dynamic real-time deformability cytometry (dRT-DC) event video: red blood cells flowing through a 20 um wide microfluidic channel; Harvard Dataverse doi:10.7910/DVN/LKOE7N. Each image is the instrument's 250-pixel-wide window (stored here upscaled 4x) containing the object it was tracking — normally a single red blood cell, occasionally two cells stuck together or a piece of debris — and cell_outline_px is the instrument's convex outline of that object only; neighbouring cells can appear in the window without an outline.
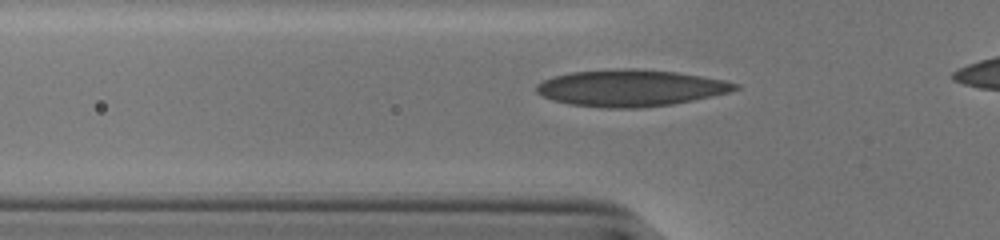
{"species": "human", "species_latin": "Homo sapiens", "temperature_condition": "cold", "stored_images_in_passage": 38, "camera_frame_rate_fps": 3000, "um_per_image_px": 0.085, "donor": {"sex": "male"}, "frame": {"image": 1, "passage_image": 12, "time_ms": 3.667, "image_size_px": [1000, 240], "cell_outline_px": [[740, 88], [728, 92], [712, 96], [672, 104], [640, 108], [604, 108], [568, 104], [552, 100], [536, 92], [536, 84], [552, 76], [572, 72], [616, 68], [636, 68], [676, 72], [724, 80], [740, 84]], "centroid_in_image_um": [53.57, 7.47], "position_along_channel_um": 72.2, "area_um2": 42.54}}
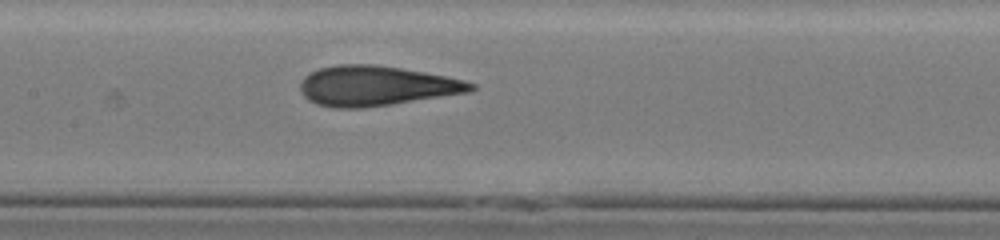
{"frame": {"image": 2, "passage_image": 20, "time_ms": 6.333, "image_size_px": [1000, 240], "cell_outline_px": [[476, 88], [472, 92], [392, 104], [364, 108], [332, 108], [316, 104], [308, 100], [304, 96], [300, 88], [300, 80], [308, 72], [320, 68], [336, 64], [372, 64], [400, 68], [424, 72], [464, 80], [476, 84]], "centroid_in_image_um": [31.95, 7.3], "position_along_channel_um": 175.4, "area_um2": 40.0}}
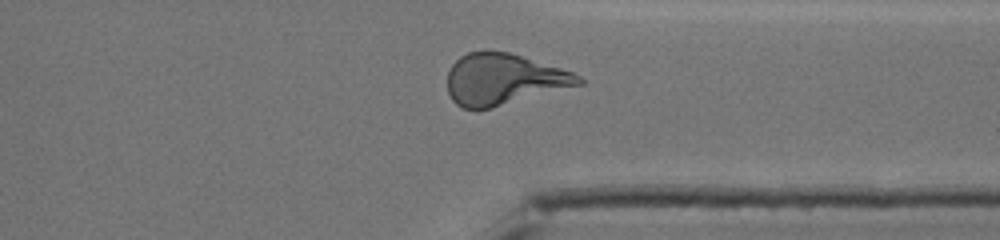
{"frame": {"image": 3, "passage_image": 35, "time_ms": 11.333, "image_size_px": [1000, 240], "cell_outline_px": [[584, 84], [492, 108], [476, 112], [460, 108], [452, 100], [448, 92], [448, 72], [452, 64], [460, 56], [468, 52], [484, 48], [508, 52], [560, 68], [572, 72], [580, 76], [584, 80]], "centroid_in_image_um": [42.76, 6.75], "position_along_channel_um": 368.6, "area_um2": 39.88}, "authors_computed_cell_mechanics": {"area_um2": 39.6508, "velocity_mm_per_s": 3.8683, "shape_relaxation_time_tau1_ms": 9.2152, "shape_relaxation_time_tau2_ms": 1.0476, "deformation_change_tau1": 0.2412, "deformation_change_tau2": 0.0842}}